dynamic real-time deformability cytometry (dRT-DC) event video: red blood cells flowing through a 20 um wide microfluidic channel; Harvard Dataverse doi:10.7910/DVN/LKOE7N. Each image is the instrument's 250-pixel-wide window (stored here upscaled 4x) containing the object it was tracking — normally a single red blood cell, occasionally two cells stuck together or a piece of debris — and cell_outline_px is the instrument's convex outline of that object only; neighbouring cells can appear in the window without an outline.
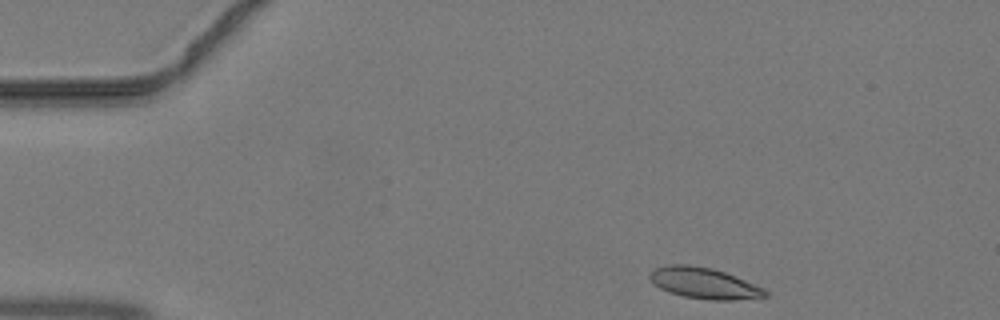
{"species": "common noctule bat (a hibernating species)", "species_latin": "Nyctalus noctula", "temperature_condition": "warm", "stored_images_in_passage": 37, "camera_frame_rate_fps": 3000, "um_per_image_px": 0.085, "animal": {"sex": "male", "body_mass_g": 19.2, "forearm_length_mm": 51.8}, "frame": {"image": 1, "passage_image": 1, "time_ms": 0.0, "image_size_px": [1000, 320], "cell_outline_px": [[768, 296], [732, 300], [708, 300], [684, 296], [668, 292], [652, 284], [648, 276], [648, 272], [656, 268], [668, 264], [688, 264], [712, 268], [724, 272], [764, 288], [768, 292]], "centroid_in_image_um": [59.79, 24.06], "position_along_channel_um": 25.2, "area_um2": 20.92}}
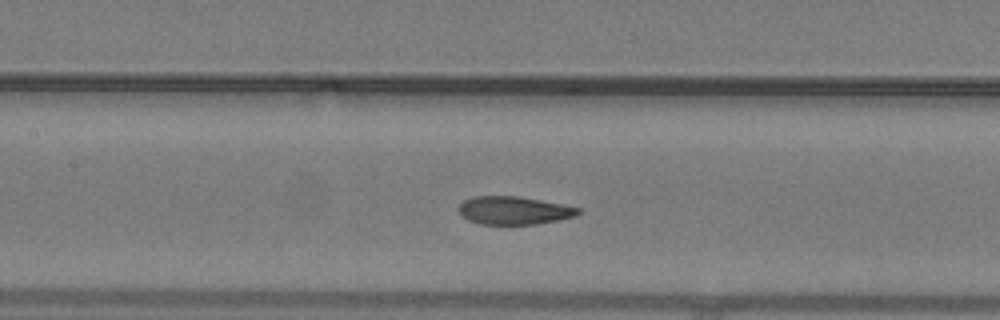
{"frame": {"image": 2, "passage_image": 15, "time_ms": 4.667, "image_size_px": [1000, 320], "cell_outline_px": [[580, 212], [576, 216], [560, 220], [536, 224], [480, 224], [468, 220], [460, 212], [460, 204], [464, 200], [472, 196], [520, 196], [564, 204], [580, 208]], "centroid_in_image_um": [43.73, 17.88], "position_along_channel_um": 163.7, "area_um2": 19.59}}
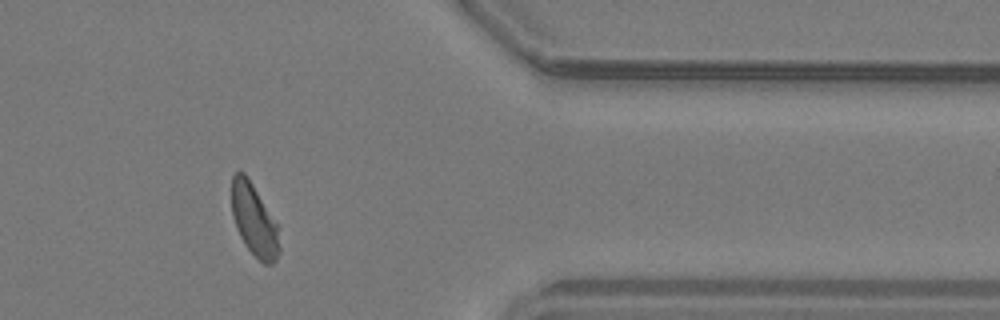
{"frame": {"image": 3, "passage_image": 31, "time_ms": 10.0, "image_size_px": [1000, 320], "cell_outline_px": [[280, 252], [276, 260], [272, 264], [264, 264], [244, 244], [236, 228], [232, 216], [232, 176], [236, 172], [244, 172], [252, 184], [276, 224], [280, 248]], "centroid_in_image_um": [21.58, 18.73], "position_along_channel_um": 389.8, "area_um2": 19.54}}